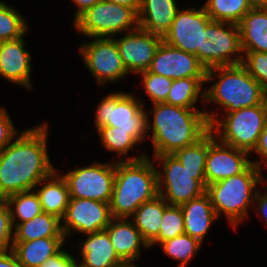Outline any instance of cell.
<instances>
[{"instance_id":"1","label":"cell","mask_w":267,"mask_h":267,"mask_svg":"<svg viewBox=\"0 0 267 267\" xmlns=\"http://www.w3.org/2000/svg\"><path fill=\"white\" fill-rule=\"evenodd\" d=\"M47 124L24 129L0 152V197L35 190L56 170L48 154Z\"/></svg>"},{"instance_id":"2","label":"cell","mask_w":267,"mask_h":267,"mask_svg":"<svg viewBox=\"0 0 267 267\" xmlns=\"http://www.w3.org/2000/svg\"><path fill=\"white\" fill-rule=\"evenodd\" d=\"M152 107L153 110L147 111L146 115L154 156L173 154L178 149L196 143L210 130L205 112L200 109H187L165 102L155 103ZM149 114L153 115L152 121L149 120Z\"/></svg>"},{"instance_id":"3","label":"cell","mask_w":267,"mask_h":267,"mask_svg":"<svg viewBox=\"0 0 267 267\" xmlns=\"http://www.w3.org/2000/svg\"><path fill=\"white\" fill-rule=\"evenodd\" d=\"M145 156L134 161H115L113 192L109 202L112 218H127L158 194L157 168Z\"/></svg>"},{"instance_id":"4","label":"cell","mask_w":267,"mask_h":267,"mask_svg":"<svg viewBox=\"0 0 267 267\" xmlns=\"http://www.w3.org/2000/svg\"><path fill=\"white\" fill-rule=\"evenodd\" d=\"M217 81L204 89V102L214 103L224 112H234L241 108L267 104V96L261 85L242 65L217 66L206 71L205 82Z\"/></svg>"},{"instance_id":"5","label":"cell","mask_w":267,"mask_h":267,"mask_svg":"<svg viewBox=\"0 0 267 267\" xmlns=\"http://www.w3.org/2000/svg\"><path fill=\"white\" fill-rule=\"evenodd\" d=\"M262 170L252 163L244 172L206 186L217 217L224 214L235 230L248 217L249 206L253 207L258 191L257 186L263 182L265 184Z\"/></svg>"},{"instance_id":"6","label":"cell","mask_w":267,"mask_h":267,"mask_svg":"<svg viewBox=\"0 0 267 267\" xmlns=\"http://www.w3.org/2000/svg\"><path fill=\"white\" fill-rule=\"evenodd\" d=\"M204 112L210 124V130L220 142L248 153L256 148L267 121V104L225 112L221 120L219 112L207 110Z\"/></svg>"},{"instance_id":"7","label":"cell","mask_w":267,"mask_h":267,"mask_svg":"<svg viewBox=\"0 0 267 267\" xmlns=\"http://www.w3.org/2000/svg\"><path fill=\"white\" fill-rule=\"evenodd\" d=\"M142 101L134 94L111 92L100 100L95 111V128L117 127V130L133 131V138L140 144L146 140L147 115ZM141 141V142H140Z\"/></svg>"},{"instance_id":"8","label":"cell","mask_w":267,"mask_h":267,"mask_svg":"<svg viewBox=\"0 0 267 267\" xmlns=\"http://www.w3.org/2000/svg\"><path fill=\"white\" fill-rule=\"evenodd\" d=\"M153 158L163 168L157 169L158 194L169 205L180 206L206 193L205 172H189L173 154Z\"/></svg>"},{"instance_id":"9","label":"cell","mask_w":267,"mask_h":267,"mask_svg":"<svg viewBox=\"0 0 267 267\" xmlns=\"http://www.w3.org/2000/svg\"><path fill=\"white\" fill-rule=\"evenodd\" d=\"M78 33L88 38L109 37L128 33L139 27L138 13L132 8L101 0L74 22Z\"/></svg>"},{"instance_id":"10","label":"cell","mask_w":267,"mask_h":267,"mask_svg":"<svg viewBox=\"0 0 267 267\" xmlns=\"http://www.w3.org/2000/svg\"><path fill=\"white\" fill-rule=\"evenodd\" d=\"M242 54L237 24L211 21L202 32L201 49H197V58L206 69L242 64Z\"/></svg>"},{"instance_id":"11","label":"cell","mask_w":267,"mask_h":267,"mask_svg":"<svg viewBox=\"0 0 267 267\" xmlns=\"http://www.w3.org/2000/svg\"><path fill=\"white\" fill-rule=\"evenodd\" d=\"M70 198L90 199L109 203L115 178V161L94 162L89 166L75 168L62 175Z\"/></svg>"},{"instance_id":"12","label":"cell","mask_w":267,"mask_h":267,"mask_svg":"<svg viewBox=\"0 0 267 267\" xmlns=\"http://www.w3.org/2000/svg\"><path fill=\"white\" fill-rule=\"evenodd\" d=\"M83 62L98 85L116 83L129 75L113 38L98 37L79 47Z\"/></svg>"},{"instance_id":"13","label":"cell","mask_w":267,"mask_h":267,"mask_svg":"<svg viewBox=\"0 0 267 267\" xmlns=\"http://www.w3.org/2000/svg\"><path fill=\"white\" fill-rule=\"evenodd\" d=\"M250 153L220 142L208 131V152L205 162L206 186L244 172L252 163L261 169L260 160H249Z\"/></svg>"},{"instance_id":"14","label":"cell","mask_w":267,"mask_h":267,"mask_svg":"<svg viewBox=\"0 0 267 267\" xmlns=\"http://www.w3.org/2000/svg\"><path fill=\"white\" fill-rule=\"evenodd\" d=\"M111 219L109 203L70 198L66 213L61 219V229L66 239L74 232L85 236L105 230Z\"/></svg>"},{"instance_id":"15","label":"cell","mask_w":267,"mask_h":267,"mask_svg":"<svg viewBox=\"0 0 267 267\" xmlns=\"http://www.w3.org/2000/svg\"><path fill=\"white\" fill-rule=\"evenodd\" d=\"M211 21L204 6L199 9L196 7L179 9L162 40L197 57V49H201L202 32Z\"/></svg>"},{"instance_id":"16","label":"cell","mask_w":267,"mask_h":267,"mask_svg":"<svg viewBox=\"0 0 267 267\" xmlns=\"http://www.w3.org/2000/svg\"><path fill=\"white\" fill-rule=\"evenodd\" d=\"M112 38L116 42L122 63L130 74L148 70L158 46L163 41L162 36L139 27L120 38Z\"/></svg>"},{"instance_id":"17","label":"cell","mask_w":267,"mask_h":267,"mask_svg":"<svg viewBox=\"0 0 267 267\" xmlns=\"http://www.w3.org/2000/svg\"><path fill=\"white\" fill-rule=\"evenodd\" d=\"M148 71L176 80L206 77L207 69L194 54L187 53L162 41Z\"/></svg>"},{"instance_id":"18","label":"cell","mask_w":267,"mask_h":267,"mask_svg":"<svg viewBox=\"0 0 267 267\" xmlns=\"http://www.w3.org/2000/svg\"><path fill=\"white\" fill-rule=\"evenodd\" d=\"M26 45L24 36L0 42V77L32 91V58L30 52L25 49Z\"/></svg>"},{"instance_id":"19","label":"cell","mask_w":267,"mask_h":267,"mask_svg":"<svg viewBox=\"0 0 267 267\" xmlns=\"http://www.w3.org/2000/svg\"><path fill=\"white\" fill-rule=\"evenodd\" d=\"M105 231L110 236L116 254L123 262L140 260L141 246L150 248L130 219L112 218Z\"/></svg>"},{"instance_id":"20","label":"cell","mask_w":267,"mask_h":267,"mask_svg":"<svg viewBox=\"0 0 267 267\" xmlns=\"http://www.w3.org/2000/svg\"><path fill=\"white\" fill-rule=\"evenodd\" d=\"M78 243L81 264L84 267H117L123 261L116 254L110 236L105 230L86 234Z\"/></svg>"},{"instance_id":"21","label":"cell","mask_w":267,"mask_h":267,"mask_svg":"<svg viewBox=\"0 0 267 267\" xmlns=\"http://www.w3.org/2000/svg\"><path fill=\"white\" fill-rule=\"evenodd\" d=\"M180 206L183 211L185 233L203 243L209 229L218 218L209 195L204 193Z\"/></svg>"},{"instance_id":"22","label":"cell","mask_w":267,"mask_h":267,"mask_svg":"<svg viewBox=\"0 0 267 267\" xmlns=\"http://www.w3.org/2000/svg\"><path fill=\"white\" fill-rule=\"evenodd\" d=\"M178 10L176 0H141L138 12L139 28L163 37Z\"/></svg>"},{"instance_id":"23","label":"cell","mask_w":267,"mask_h":267,"mask_svg":"<svg viewBox=\"0 0 267 267\" xmlns=\"http://www.w3.org/2000/svg\"><path fill=\"white\" fill-rule=\"evenodd\" d=\"M65 240V237H50L13 241L12 251L23 267H40L62 250Z\"/></svg>"},{"instance_id":"24","label":"cell","mask_w":267,"mask_h":267,"mask_svg":"<svg viewBox=\"0 0 267 267\" xmlns=\"http://www.w3.org/2000/svg\"><path fill=\"white\" fill-rule=\"evenodd\" d=\"M238 26L242 51L267 52V7H253Z\"/></svg>"},{"instance_id":"25","label":"cell","mask_w":267,"mask_h":267,"mask_svg":"<svg viewBox=\"0 0 267 267\" xmlns=\"http://www.w3.org/2000/svg\"><path fill=\"white\" fill-rule=\"evenodd\" d=\"M42 185V186H41ZM42 211L62 219L66 213L69 202V190L65 179L56 170L40 181L36 187Z\"/></svg>"},{"instance_id":"26","label":"cell","mask_w":267,"mask_h":267,"mask_svg":"<svg viewBox=\"0 0 267 267\" xmlns=\"http://www.w3.org/2000/svg\"><path fill=\"white\" fill-rule=\"evenodd\" d=\"M168 205L161 195H157L152 200L142 203L130 217L149 245L159 235L161 219Z\"/></svg>"},{"instance_id":"27","label":"cell","mask_w":267,"mask_h":267,"mask_svg":"<svg viewBox=\"0 0 267 267\" xmlns=\"http://www.w3.org/2000/svg\"><path fill=\"white\" fill-rule=\"evenodd\" d=\"M65 237L61 219L41 212L33 219L17 224L13 229V241H31L39 238Z\"/></svg>"},{"instance_id":"28","label":"cell","mask_w":267,"mask_h":267,"mask_svg":"<svg viewBox=\"0 0 267 267\" xmlns=\"http://www.w3.org/2000/svg\"><path fill=\"white\" fill-rule=\"evenodd\" d=\"M205 79L206 77H192L173 80L165 103L187 109H200L195 105L199 98L205 103L204 91L201 90L206 84Z\"/></svg>"},{"instance_id":"29","label":"cell","mask_w":267,"mask_h":267,"mask_svg":"<svg viewBox=\"0 0 267 267\" xmlns=\"http://www.w3.org/2000/svg\"><path fill=\"white\" fill-rule=\"evenodd\" d=\"M96 130L101 139L102 146L110 152H116L121 157L125 156V159H121V161H134L147 156L146 152H142L140 155L132 158L128 156L129 151L132 150L135 145L139 144L133 138V131L117 130V127L110 126H101Z\"/></svg>"},{"instance_id":"30","label":"cell","mask_w":267,"mask_h":267,"mask_svg":"<svg viewBox=\"0 0 267 267\" xmlns=\"http://www.w3.org/2000/svg\"><path fill=\"white\" fill-rule=\"evenodd\" d=\"M212 21L239 24L253 7L248 0H207L203 4Z\"/></svg>"},{"instance_id":"31","label":"cell","mask_w":267,"mask_h":267,"mask_svg":"<svg viewBox=\"0 0 267 267\" xmlns=\"http://www.w3.org/2000/svg\"><path fill=\"white\" fill-rule=\"evenodd\" d=\"M7 200L13 228L17 224L29 221L43 212L39 196L35 190L12 194L7 197Z\"/></svg>"},{"instance_id":"32","label":"cell","mask_w":267,"mask_h":267,"mask_svg":"<svg viewBox=\"0 0 267 267\" xmlns=\"http://www.w3.org/2000/svg\"><path fill=\"white\" fill-rule=\"evenodd\" d=\"M166 255L178 261L177 267H187L200 250L202 243L186 233L166 240L160 244Z\"/></svg>"},{"instance_id":"33","label":"cell","mask_w":267,"mask_h":267,"mask_svg":"<svg viewBox=\"0 0 267 267\" xmlns=\"http://www.w3.org/2000/svg\"><path fill=\"white\" fill-rule=\"evenodd\" d=\"M26 20L20 11L0 0V42L25 36L29 28Z\"/></svg>"},{"instance_id":"34","label":"cell","mask_w":267,"mask_h":267,"mask_svg":"<svg viewBox=\"0 0 267 267\" xmlns=\"http://www.w3.org/2000/svg\"><path fill=\"white\" fill-rule=\"evenodd\" d=\"M208 132L196 143L176 150L173 155L189 172H205Z\"/></svg>"},{"instance_id":"35","label":"cell","mask_w":267,"mask_h":267,"mask_svg":"<svg viewBox=\"0 0 267 267\" xmlns=\"http://www.w3.org/2000/svg\"><path fill=\"white\" fill-rule=\"evenodd\" d=\"M185 233L184 218L181 206L168 205L163 213L158 237L149 245V247L172 239Z\"/></svg>"},{"instance_id":"36","label":"cell","mask_w":267,"mask_h":267,"mask_svg":"<svg viewBox=\"0 0 267 267\" xmlns=\"http://www.w3.org/2000/svg\"><path fill=\"white\" fill-rule=\"evenodd\" d=\"M142 77V85L145 93L155 103H164L167 100L173 80L158 74L149 72L148 70L140 73Z\"/></svg>"},{"instance_id":"37","label":"cell","mask_w":267,"mask_h":267,"mask_svg":"<svg viewBox=\"0 0 267 267\" xmlns=\"http://www.w3.org/2000/svg\"><path fill=\"white\" fill-rule=\"evenodd\" d=\"M242 65L248 73L260 83L267 96V52L243 51Z\"/></svg>"},{"instance_id":"38","label":"cell","mask_w":267,"mask_h":267,"mask_svg":"<svg viewBox=\"0 0 267 267\" xmlns=\"http://www.w3.org/2000/svg\"><path fill=\"white\" fill-rule=\"evenodd\" d=\"M13 225L7 197H0V251L12 250Z\"/></svg>"},{"instance_id":"39","label":"cell","mask_w":267,"mask_h":267,"mask_svg":"<svg viewBox=\"0 0 267 267\" xmlns=\"http://www.w3.org/2000/svg\"><path fill=\"white\" fill-rule=\"evenodd\" d=\"M18 132L8 111L4 107H0V152L11 143Z\"/></svg>"},{"instance_id":"40","label":"cell","mask_w":267,"mask_h":267,"mask_svg":"<svg viewBox=\"0 0 267 267\" xmlns=\"http://www.w3.org/2000/svg\"><path fill=\"white\" fill-rule=\"evenodd\" d=\"M77 259L66 250H61L57 255L49 258L40 267H71Z\"/></svg>"},{"instance_id":"41","label":"cell","mask_w":267,"mask_h":267,"mask_svg":"<svg viewBox=\"0 0 267 267\" xmlns=\"http://www.w3.org/2000/svg\"><path fill=\"white\" fill-rule=\"evenodd\" d=\"M254 207L257 213L263 220L266 222L267 227V191L260 192V189L257 191L254 199Z\"/></svg>"},{"instance_id":"42","label":"cell","mask_w":267,"mask_h":267,"mask_svg":"<svg viewBox=\"0 0 267 267\" xmlns=\"http://www.w3.org/2000/svg\"><path fill=\"white\" fill-rule=\"evenodd\" d=\"M258 154L259 158H262V162L267 165V121L264 125V128L260 134L256 148L253 150V153Z\"/></svg>"},{"instance_id":"43","label":"cell","mask_w":267,"mask_h":267,"mask_svg":"<svg viewBox=\"0 0 267 267\" xmlns=\"http://www.w3.org/2000/svg\"><path fill=\"white\" fill-rule=\"evenodd\" d=\"M0 267H23L12 250L0 251Z\"/></svg>"},{"instance_id":"44","label":"cell","mask_w":267,"mask_h":267,"mask_svg":"<svg viewBox=\"0 0 267 267\" xmlns=\"http://www.w3.org/2000/svg\"><path fill=\"white\" fill-rule=\"evenodd\" d=\"M74 5L77 7V11L75 12V16L73 18V22L86 10L93 7L96 3H99L101 0H71Z\"/></svg>"},{"instance_id":"45","label":"cell","mask_w":267,"mask_h":267,"mask_svg":"<svg viewBox=\"0 0 267 267\" xmlns=\"http://www.w3.org/2000/svg\"><path fill=\"white\" fill-rule=\"evenodd\" d=\"M115 4L132 7L137 13L139 12L141 0H106Z\"/></svg>"},{"instance_id":"46","label":"cell","mask_w":267,"mask_h":267,"mask_svg":"<svg viewBox=\"0 0 267 267\" xmlns=\"http://www.w3.org/2000/svg\"><path fill=\"white\" fill-rule=\"evenodd\" d=\"M252 7H267V0H248Z\"/></svg>"},{"instance_id":"47","label":"cell","mask_w":267,"mask_h":267,"mask_svg":"<svg viewBox=\"0 0 267 267\" xmlns=\"http://www.w3.org/2000/svg\"><path fill=\"white\" fill-rule=\"evenodd\" d=\"M136 262H123L122 264H120L117 267H138L136 266L137 264H135Z\"/></svg>"},{"instance_id":"48","label":"cell","mask_w":267,"mask_h":267,"mask_svg":"<svg viewBox=\"0 0 267 267\" xmlns=\"http://www.w3.org/2000/svg\"><path fill=\"white\" fill-rule=\"evenodd\" d=\"M79 261L76 260L72 265L71 267H84L80 262L78 263Z\"/></svg>"}]
</instances>
